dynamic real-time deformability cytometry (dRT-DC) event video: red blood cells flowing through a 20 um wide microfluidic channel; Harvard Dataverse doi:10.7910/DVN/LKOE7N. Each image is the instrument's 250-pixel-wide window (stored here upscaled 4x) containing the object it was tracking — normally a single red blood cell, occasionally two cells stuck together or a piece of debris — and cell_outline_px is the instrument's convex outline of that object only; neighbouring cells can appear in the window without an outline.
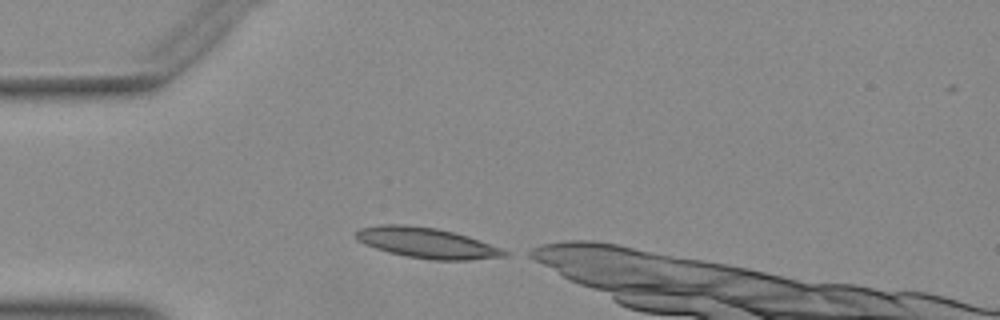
{"species": "Egyptian fruit bat (a non-hibernating species)", "species_latin": "Rousettus aegyptiacus", "temperature_condition": "warm", "stored_images_in_passage": 13, "camera_frame_rate_fps": 3000, "um_per_image_px": 0.085, "animal": {"sex": "female"}, "frame": {"image": 1, "passage_image": 1, "time_ms": 0.0, "image_size_px": [1000, 320], "cell_outline_px": [[508, 256], [468, 260], [432, 260], [408, 256], [388, 252], [364, 244], [356, 240], [352, 236], [360, 228], [380, 224], [404, 224], [436, 228], [468, 236], [500, 248], [508, 252]], "centroid_in_image_um": [36.22, 20.64], "position_along_channel_um": 48.8, "area_um2": 26.3}}
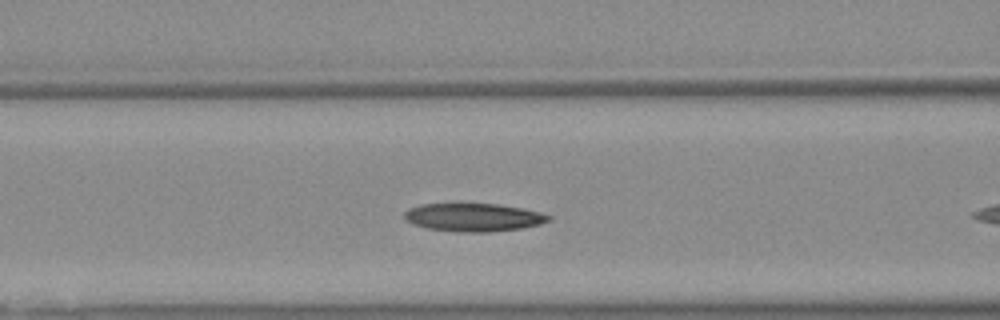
{"frame": {"image": 2, "passage_image": 8, "time_ms": 2.333, "image_size_px": [1000, 320], "cell_outline_px": [[552, 220], [540, 224], [520, 228], [488, 232], [452, 232], [428, 228], [412, 224], [404, 216], [404, 212], [420, 204], [496, 204], [520, 208], [540, 212], [552, 216]], "centroid_in_image_um": [40.26, 18.48], "position_along_channel_um": 126.3, "area_um2": 23.47}}
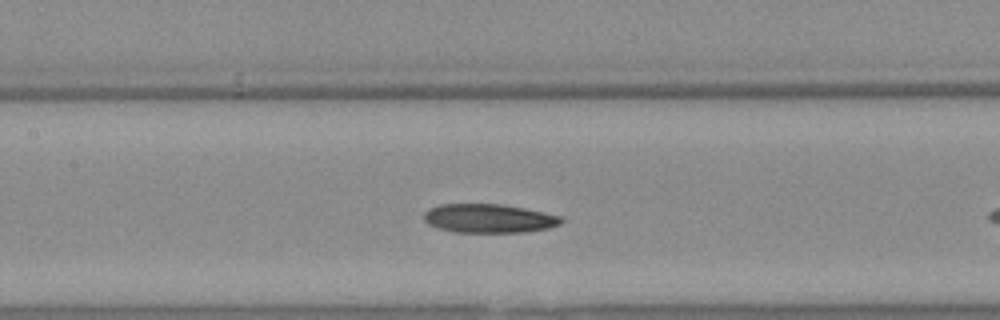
{"frame": {"image": 3, "passage_image": 11, "time_ms": 3.333, "image_size_px": [1000, 320], "cell_outline_px": [[564, 220], [560, 224], [548, 228], [524, 232], [452, 232], [436, 228], [428, 224], [424, 220], [424, 212], [428, 208], [440, 204], [500, 204], [544, 212], [560, 216]], "centroid_in_image_um": [41.51, 18.57], "position_along_channel_um": 165.9, "area_um2": 23.12}}